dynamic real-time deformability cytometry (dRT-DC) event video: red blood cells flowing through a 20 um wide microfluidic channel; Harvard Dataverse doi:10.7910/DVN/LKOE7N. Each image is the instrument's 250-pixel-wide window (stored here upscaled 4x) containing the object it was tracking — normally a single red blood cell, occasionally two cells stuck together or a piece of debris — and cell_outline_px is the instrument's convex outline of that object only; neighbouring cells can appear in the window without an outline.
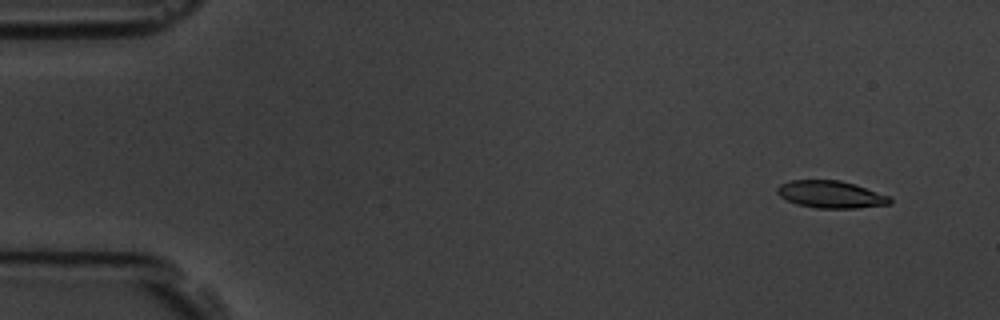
{"species": "common noctule bat (a hibernating species)", "species_latin": "Nyctalus noctula", "temperature_condition": "room temperature", "stored_images_in_passage": 6, "camera_frame_rate_fps": 3000, "um_per_image_px": 0.085, "animal": {"sex": "male", "body_mass_g": 19.5, "forearm_length_mm": 54.6}, "frame": {"image": 1, "passage_image": 2, "time_ms": 1.333, "image_size_px": [1000, 320], "cell_outline_px": [[892, 204], [856, 208], [816, 208], [796, 204], [780, 196], [776, 192], [776, 188], [780, 184], [792, 180], [840, 180], [856, 184], [892, 196]], "centroid_in_image_um": [70.67, 16.52], "position_along_channel_um": 14.3, "area_um2": 18.15}}
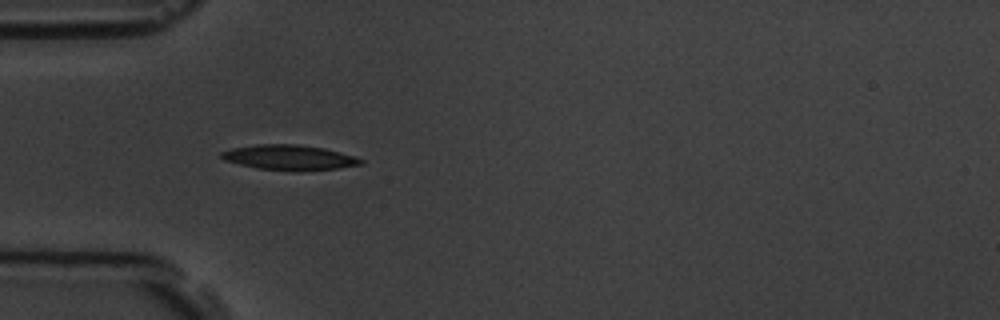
{"frame": {"image": 2, "passage_image": 5, "time_ms": 5.667, "image_size_px": [1000, 320], "cell_outline_px": [[364, 164], [336, 168], [260, 168], [240, 164], [224, 160], [220, 156], [220, 152], [232, 148], [256, 144], [296, 144], [324, 148], [340, 152], [364, 160]], "centroid_in_image_um": [24.55, 13.33], "position_along_channel_um": 60.5, "area_um2": 19.25}}
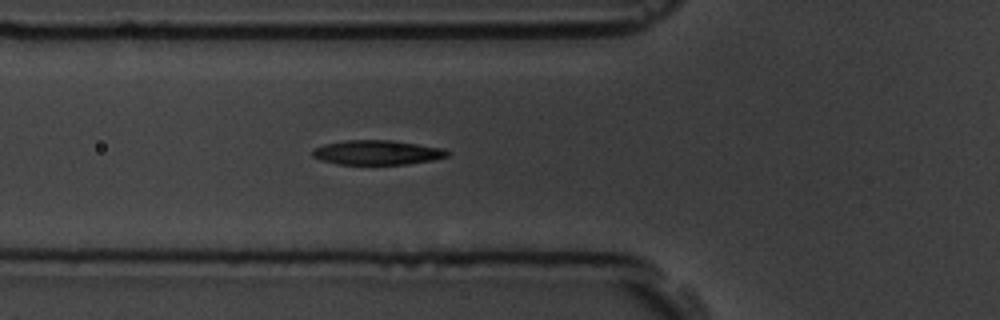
{"frame": {"image": 3, "passage_image": 6, "time_ms": 6.667, "image_size_px": [1000, 320], "cell_outline_px": [[452, 152], [448, 156], [432, 160], [408, 164], [336, 164], [320, 160], [312, 156], [312, 148], [324, 144], [344, 140], [392, 140], [444, 148]], "centroid_in_image_um": [32.05, 12.96], "position_along_channel_um": 93.7, "area_um2": 19.48}}